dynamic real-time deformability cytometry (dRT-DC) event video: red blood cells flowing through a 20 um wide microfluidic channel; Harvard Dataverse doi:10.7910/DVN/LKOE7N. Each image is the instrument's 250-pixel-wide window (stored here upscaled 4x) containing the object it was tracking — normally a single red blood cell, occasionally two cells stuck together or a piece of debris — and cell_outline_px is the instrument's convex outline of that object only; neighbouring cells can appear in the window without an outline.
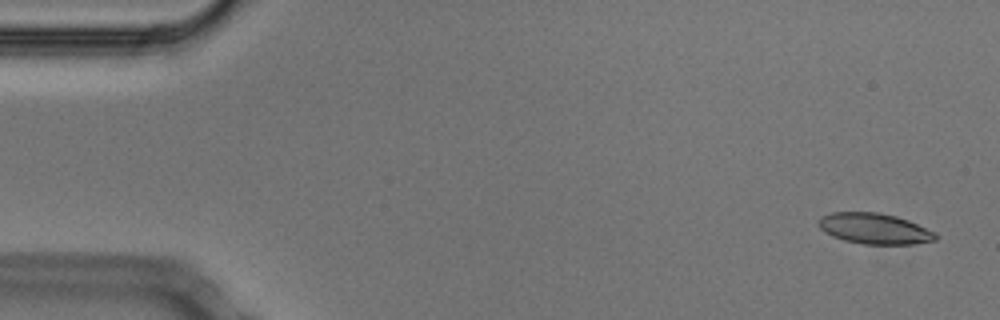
{"species": "Egyptian fruit bat (a non-hibernating species)", "species_latin": "Rousettus aegyptiacus", "temperature_condition": "cold", "stored_images_in_passage": 54, "camera_frame_rate_fps": 3000, "um_per_image_px": 0.085, "animal": {"sex": "male"}, "frame": {"image": 1, "passage_image": 2, "time_ms": 0.333, "image_size_px": [1000, 320], "cell_outline_px": [[940, 236], [936, 240], [912, 244], [864, 244], [844, 240], [832, 236], [824, 232], [816, 224], [820, 216], [832, 212], [880, 212], [896, 216], [908, 220], [936, 232]], "centroid_in_image_um": [74.32, 19.42], "position_along_channel_um": 10.7, "area_um2": 21.21}}
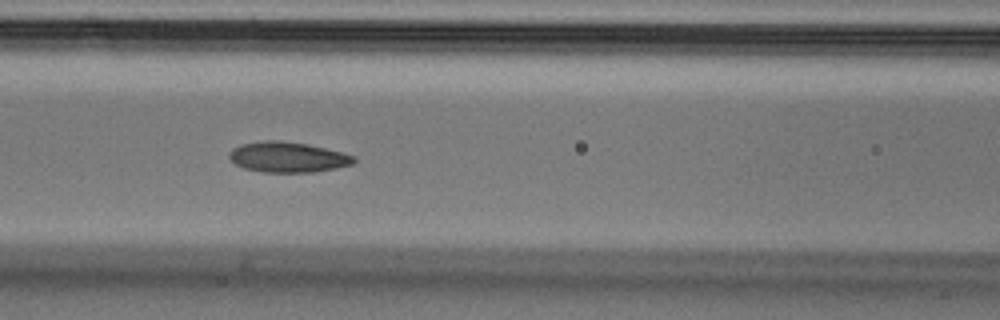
{"frame": {"image": 2, "passage_image": 22, "time_ms": 7.0, "image_size_px": [1000, 320], "cell_outline_px": [[356, 160], [352, 164], [336, 168], [312, 172], [264, 172], [244, 168], [236, 164], [228, 156], [228, 152], [232, 148], [240, 144], [264, 140], [280, 140], [308, 144], [356, 156]], "centroid_in_image_um": [24.43, 13.34], "position_along_channel_um": 142.2, "area_um2": 22.08}}
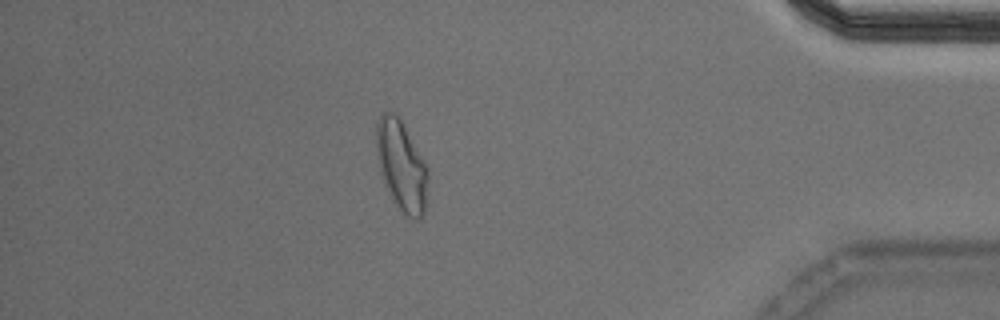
{"frame": {"image": 3, "passage_image": 46, "time_ms": 15.0, "image_size_px": [1000, 320], "cell_outline_px": [[428, 180], [424, 212], [420, 220], [412, 220], [392, 200], [384, 184], [380, 172], [376, 156], [376, 124], [380, 116], [384, 112], [392, 112], [404, 124], [428, 168]], "centroid_in_image_um": [34.11, 14.1], "position_along_channel_um": 401.1, "area_um2": 27.17}, "authors_computed_cell_mechanics": {"area_um2": 22.0218, "velocity_mm_per_s": 3.7403, "shape_relaxation_time_tau1_ms": null, "shape_relaxation_time_tau2_ms": 2.3747, "deformation_change_tau1": null, "deformation_change_tau2": 0.085}}